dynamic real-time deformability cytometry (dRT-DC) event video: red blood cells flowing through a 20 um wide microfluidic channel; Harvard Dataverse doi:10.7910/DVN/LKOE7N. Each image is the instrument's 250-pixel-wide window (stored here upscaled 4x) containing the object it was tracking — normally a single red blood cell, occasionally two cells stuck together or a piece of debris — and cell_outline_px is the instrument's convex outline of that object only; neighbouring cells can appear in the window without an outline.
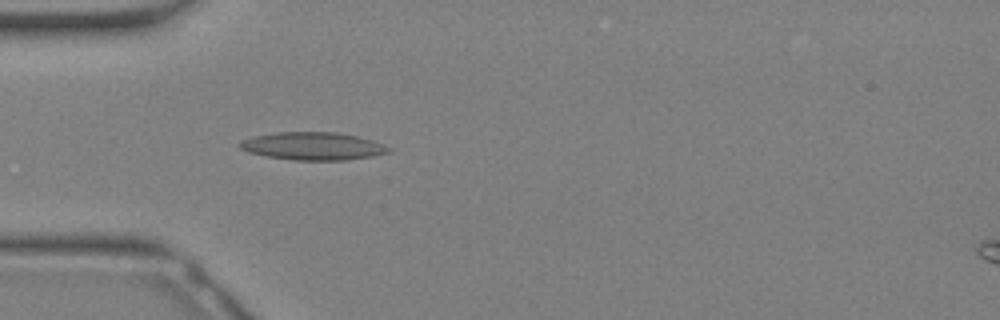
{"species": "Egyptian fruit bat (a non-hibernating species)", "species_latin": "Rousettus aegyptiacus", "temperature_condition": "warm", "stored_images_in_passage": 23, "camera_frame_rate_fps": 3000, "um_per_image_px": 0.085, "animal": {"sex": "female"}, "frame": {"image": 1, "passage_image": 9, "time_ms": 2.667, "image_size_px": [1000, 320], "cell_outline_px": [[392, 148], [388, 152], [372, 156], [348, 160], [292, 160], [264, 156], [248, 152], [240, 148], [236, 144], [244, 140], [256, 136], [276, 132], [336, 132], [356, 136], [372, 140], [384, 144]], "centroid_in_image_um": [26.59, 12.42], "position_along_channel_um": 58.4, "area_um2": 24.1}}
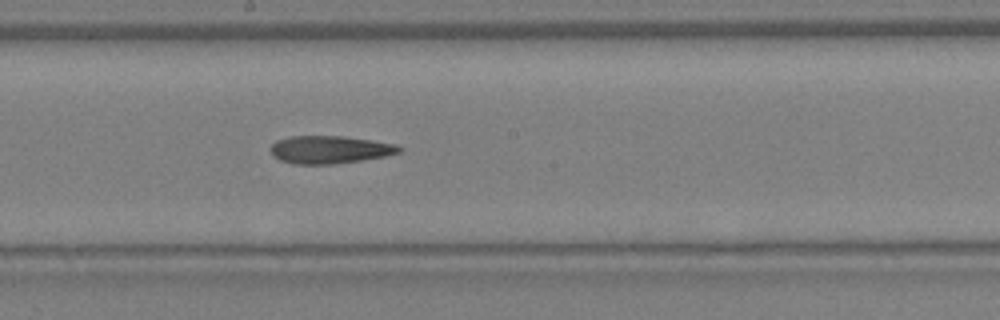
{"frame": {"image": 2, "passage_image": 17, "time_ms": 5.333, "image_size_px": [1000, 320], "cell_outline_px": [[404, 148], [400, 152], [384, 156], [360, 160], [332, 164], [292, 164], [280, 160], [272, 156], [272, 144], [276, 140], [292, 136], [344, 136], [372, 140], [396, 144]], "centroid_in_image_um": [28.03, 12.71], "position_along_channel_um": 220.2, "area_um2": 20.75}}
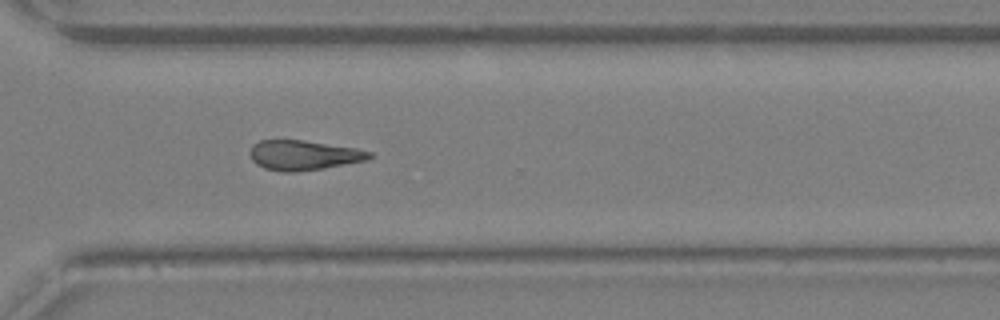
{"frame": {"image": 3, "passage_image": 23, "time_ms": 7.333, "image_size_px": [1000, 320], "cell_outline_px": [[376, 156], [364, 160], [324, 168], [296, 172], [284, 172], [264, 168], [256, 164], [252, 160], [248, 152], [252, 144], [260, 140], [304, 140], [356, 148], [372, 152]], "centroid_in_image_um": [25.78, 13.18], "position_along_channel_um": 344.8, "area_um2": 20.87}}